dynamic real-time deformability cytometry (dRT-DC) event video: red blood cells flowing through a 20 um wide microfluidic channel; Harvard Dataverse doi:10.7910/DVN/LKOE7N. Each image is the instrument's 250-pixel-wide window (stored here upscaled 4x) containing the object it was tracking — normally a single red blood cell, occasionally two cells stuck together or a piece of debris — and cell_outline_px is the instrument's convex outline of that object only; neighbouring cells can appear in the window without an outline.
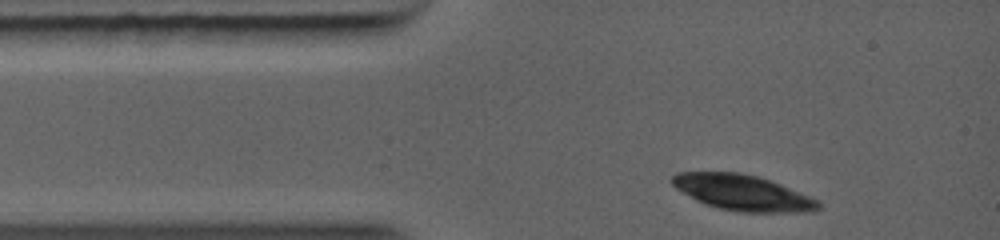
{"species": "common noctule bat (a hibernating species)", "species_latin": "Nyctalus noctula", "temperature_condition": "warm", "stored_images_in_passage": 2, "camera_frame_rate_fps": 5000, "um_per_image_px": 0.085, "animal": {"sex": "female", "body_mass_g": 19.0, "forearm_length_mm": 56.7}, "frame": {"image": 1, "passage_image": 1, "time_ms": 0.0, "image_size_px": [1000, 240], "cell_outline_px": [[820, 204], [816, 208], [768, 212], [752, 212], [724, 208], [708, 204], [676, 188], [672, 184], [672, 176], [684, 172], [732, 172], [752, 176], [764, 180], [804, 196]], "centroid_in_image_um": [62.92, 16.34], "position_along_channel_um": 22.1, "area_um2": 27.51}}